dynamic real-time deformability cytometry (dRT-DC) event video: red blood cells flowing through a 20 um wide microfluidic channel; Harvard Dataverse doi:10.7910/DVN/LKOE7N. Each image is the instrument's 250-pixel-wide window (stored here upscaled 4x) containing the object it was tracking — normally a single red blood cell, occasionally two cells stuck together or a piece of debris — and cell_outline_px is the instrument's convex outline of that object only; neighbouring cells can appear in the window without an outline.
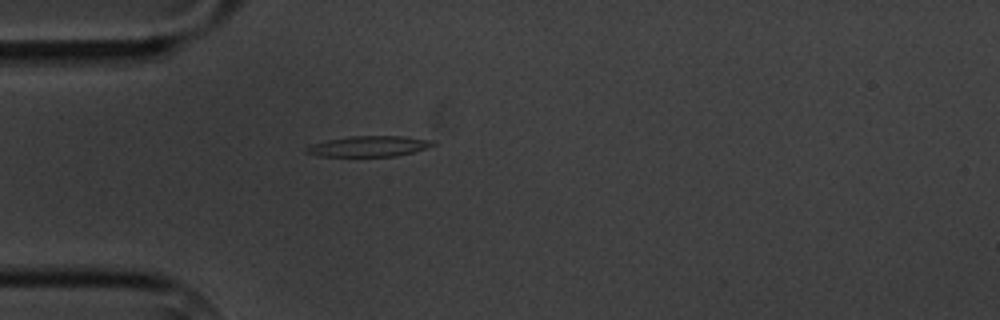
{"species": "common noctule bat (a hibernating species)", "species_latin": "Nyctalus noctula", "temperature_condition": "cold", "stored_images_in_passage": 1, "camera_frame_rate_fps": 3000, "um_per_image_px": 0.085, "animal": {"sex": "male", "body_mass_g": 20.1, "forearm_length_mm": 53.5}, "frame": {"image": 1, "passage_image": 1, "time_ms": 0.0, "image_size_px": [1000, 320], "cell_outline_px": [[436, 144], [412, 152], [396, 156], [316, 156], [304, 152], [304, 148], [312, 144], [328, 140], [352, 136], [400, 136], [436, 140]], "centroid_in_image_um": [31.34, 12.43], "position_along_channel_um": 53.7, "area_um2": 15.14}}